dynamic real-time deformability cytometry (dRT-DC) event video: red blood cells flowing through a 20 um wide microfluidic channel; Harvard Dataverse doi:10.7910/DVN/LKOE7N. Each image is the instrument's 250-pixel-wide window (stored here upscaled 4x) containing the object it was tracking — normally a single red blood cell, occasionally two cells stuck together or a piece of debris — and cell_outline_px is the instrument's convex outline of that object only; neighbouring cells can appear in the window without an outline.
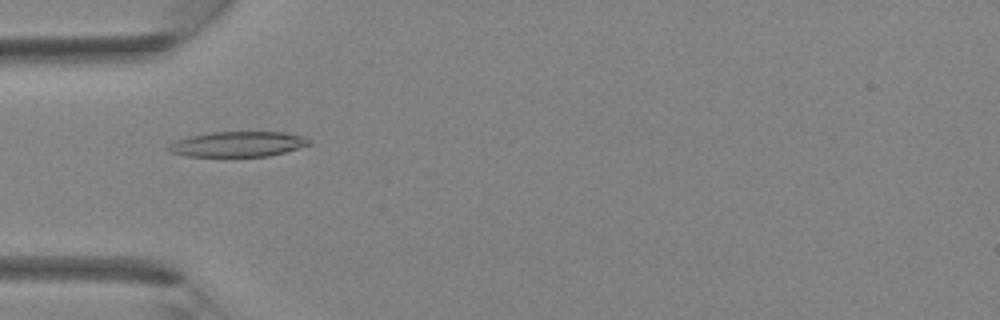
{"species": "Egyptian fruit bat (a non-hibernating species)", "species_latin": "Rousettus aegyptiacus", "temperature_condition": "room temperature", "stored_images_in_passage": 28, "camera_frame_rate_fps": 3000, "um_per_image_px": 0.085, "animal": {"sex": "female"}, "frame": {"image": 1, "passage_image": 3, "time_ms": 0.667, "image_size_px": [1000, 320], "cell_outline_px": [[312, 144], [284, 152], [268, 156], [188, 156], [168, 152], [164, 148], [168, 144], [176, 140], [192, 136], [212, 132], [284, 132], [304, 136], [312, 140]], "centroid_in_image_um": [20.21, 12.25], "position_along_channel_um": 64.8, "area_um2": 20.75}}
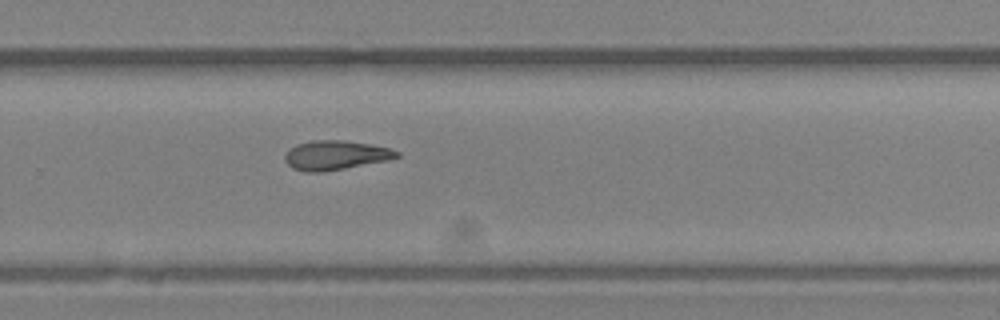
{"frame": {"image": 2, "passage_image": 16, "time_ms": 5.0, "image_size_px": [1000, 320], "cell_outline_px": [[400, 156], [388, 160], [344, 168], [320, 172], [304, 172], [292, 168], [284, 160], [284, 156], [296, 144], [312, 140], [344, 140], [372, 144], [388, 148], [400, 152]], "centroid_in_image_um": [28.52, 13.18], "position_along_channel_um": 301.3, "area_um2": 19.02}}
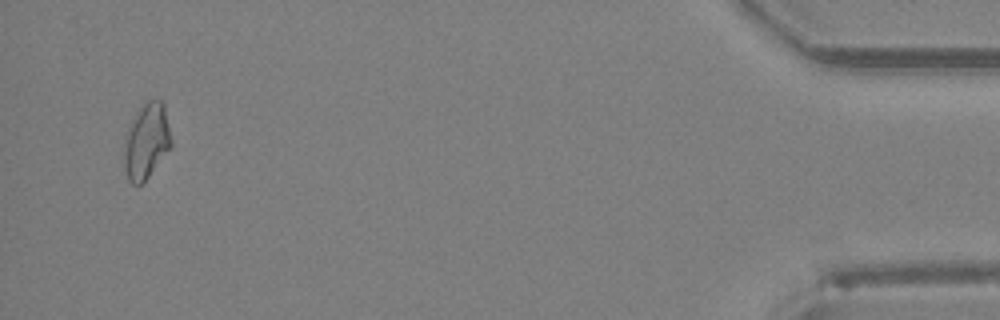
{"frame": {"image": 3, "passage_image": 27, "time_ms": 8.667, "image_size_px": [1000, 320], "cell_outline_px": [[172, 144], [148, 176], [140, 184], [132, 184], [128, 180], [124, 168], [124, 136], [132, 120], [144, 100], [164, 100], [172, 140]], "centroid_in_image_um": [12.44, 11.94], "position_along_channel_um": 422.8, "area_um2": 20.75}}